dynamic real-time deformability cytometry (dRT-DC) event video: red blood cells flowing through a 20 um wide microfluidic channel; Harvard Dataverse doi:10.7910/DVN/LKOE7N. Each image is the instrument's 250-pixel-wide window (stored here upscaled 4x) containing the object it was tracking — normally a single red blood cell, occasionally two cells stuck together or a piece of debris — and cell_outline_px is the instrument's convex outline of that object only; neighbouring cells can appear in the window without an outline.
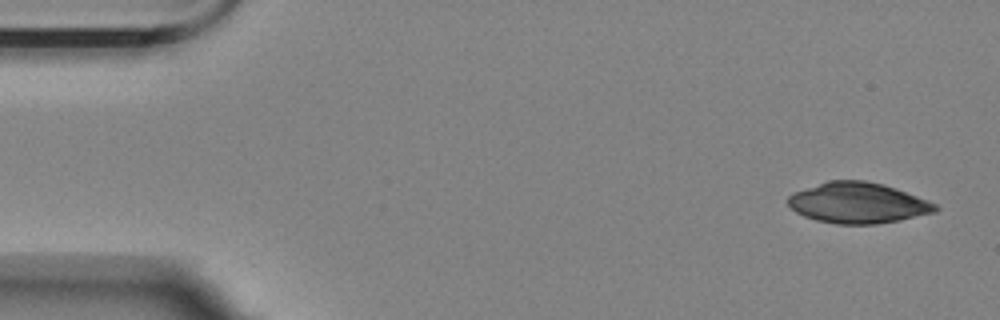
{"species": "Egyptian fruit bat (a non-hibernating species)", "species_latin": "Rousettus aegyptiacus", "temperature_condition": "room temperature", "stored_images_in_passage": 7, "camera_frame_rate_fps": 3000, "um_per_image_px": 0.085, "animal": {"sex": "female"}, "frame": {"image": 1, "passage_image": 1, "time_ms": 0.0, "image_size_px": [1000, 320], "cell_outline_px": [[940, 208], [936, 212], [876, 224], [836, 224], [816, 220], [804, 216], [796, 212], [788, 204], [788, 196], [792, 192], [828, 180], [864, 180], [884, 184], [896, 188], [936, 204]], "centroid_in_image_um": [72.89, 17.24], "position_along_channel_um": 12.1, "area_um2": 34.85}}
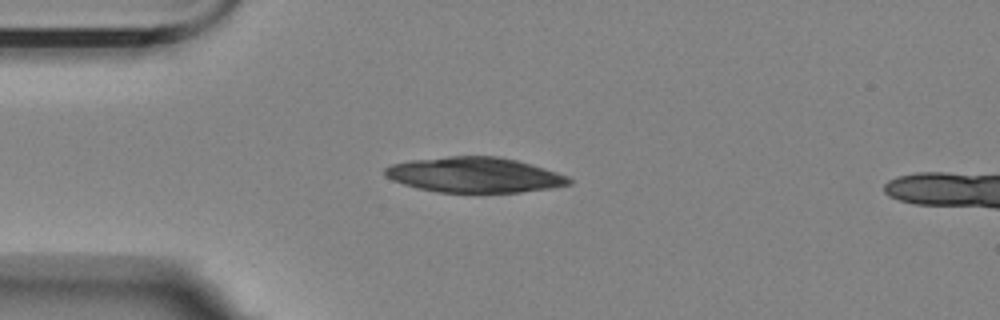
{"frame": {"image": 2, "passage_image": 4, "time_ms": 3.667, "image_size_px": [1000, 320], "cell_outline_px": [[572, 184], [552, 188], [520, 192], [440, 192], [416, 188], [392, 180], [384, 176], [384, 168], [392, 164], [412, 160], [448, 156], [500, 156], [532, 164], [568, 176], [572, 180]], "centroid_in_image_um": [40.34, 14.86], "position_along_channel_um": 44.7, "area_um2": 37.86}}